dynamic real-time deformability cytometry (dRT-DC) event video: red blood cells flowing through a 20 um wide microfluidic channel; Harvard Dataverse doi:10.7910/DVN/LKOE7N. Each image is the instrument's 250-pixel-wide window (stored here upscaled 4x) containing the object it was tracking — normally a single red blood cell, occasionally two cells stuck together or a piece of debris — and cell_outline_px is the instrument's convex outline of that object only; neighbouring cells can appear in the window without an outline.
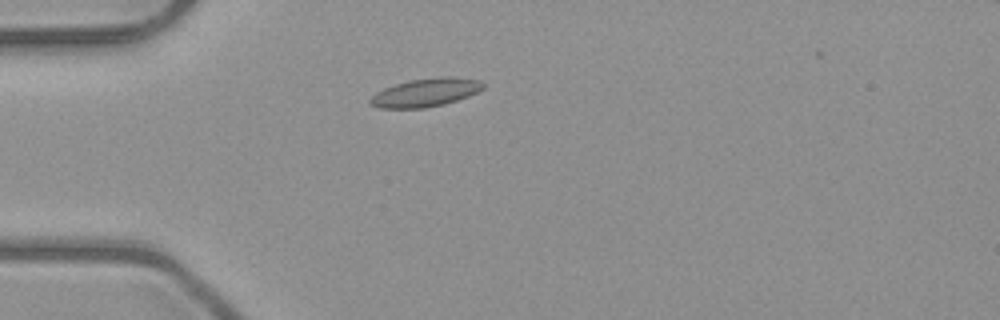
{"species": "common noctule bat (a hibernating species)", "species_latin": "Nyctalus noctula", "temperature_condition": "room temperature", "stored_images_in_passage": 38, "camera_frame_rate_fps": 3000, "um_per_image_px": 0.085, "animal": {"sex": "male", "body_mass_g": 23.1, "forearm_length_mm": 52.7}, "frame": {"image": 1, "passage_image": 1, "time_ms": 0.0, "image_size_px": [1000, 320], "cell_outline_px": [[484, 88], [468, 96], [444, 104], [424, 108], [380, 108], [368, 104], [368, 100], [376, 92], [384, 88], [408, 80], [440, 76], [452, 76], [480, 80], [484, 84]], "centroid_in_image_um": [36.16, 7.85], "position_along_channel_um": 48.8, "area_um2": 18.73}}
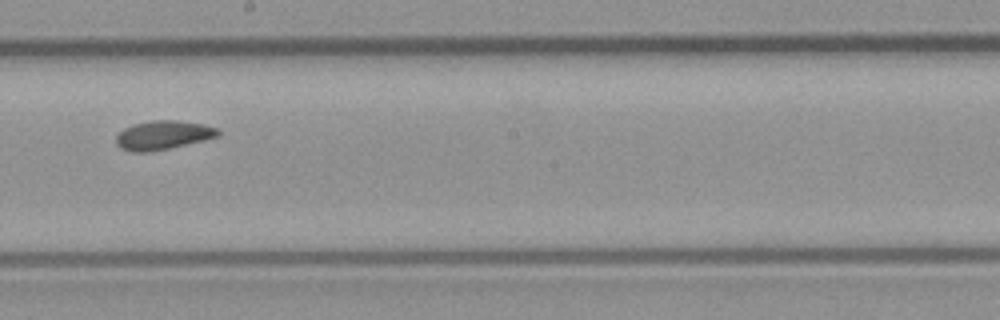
{"frame": {"image": 2, "passage_image": 16, "time_ms": 5.0, "image_size_px": [1000, 320], "cell_outline_px": [[220, 136], [204, 140], [168, 148], [148, 152], [132, 152], [120, 148], [116, 144], [116, 136], [124, 128], [132, 124], [152, 120], [176, 120], [204, 124], [220, 128]], "centroid_in_image_um": [13.87, 11.47], "position_along_channel_um": 234.3, "area_um2": 17.28}}
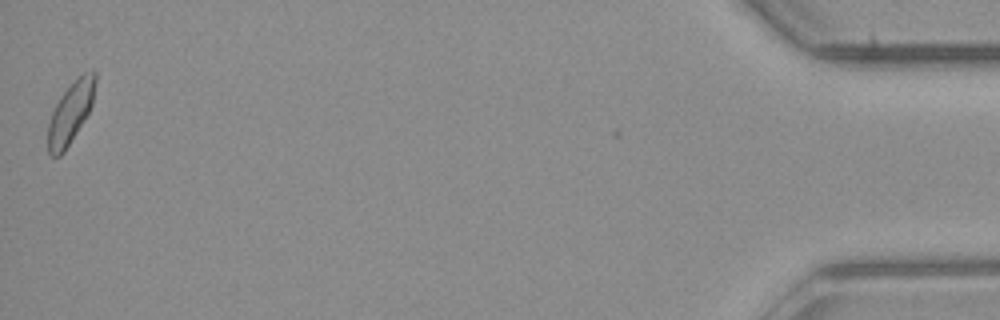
{"frame": {"image": 3, "passage_image": 38, "time_ms": 12.333, "image_size_px": [1000, 320], "cell_outline_px": [[96, 80], [92, 104], [84, 120], [64, 152], [60, 156], [52, 156], [48, 152], [48, 124], [52, 112], [60, 96], [84, 72], [92, 68], [96, 72]], "centroid_in_image_um": [6.0, 9.57], "position_along_channel_um": 429.2, "area_um2": 16.65}, "authors_computed_cell_mechanics": {"area_um2": 16.6464, "velocity_mm_per_s": 4.0063, "shape_relaxation_time_tau1_ms": 4.7723, "shape_relaxation_time_tau2_ms": 2.9239, "deformation_change_tau1": 0.1051, "deformation_change_tau2": 0.082}}